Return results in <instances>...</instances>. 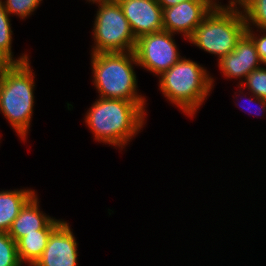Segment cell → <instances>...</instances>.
Segmentation results:
<instances>
[{"label": "cell", "instance_id": "cell-22", "mask_svg": "<svg viewBox=\"0 0 266 266\" xmlns=\"http://www.w3.org/2000/svg\"><path fill=\"white\" fill-rule=\"evenodd\" d=\"M184 1H187V0H157V2L162 7V9L174 6Z\"/></svg>", "mask_w": 266, "mask_h": 266}, {"label": "cell", "instance_id": "cell-24", "mask_svg": "<svg viewBox=\"0 0 266 266\" xmlns=\"http://www.w3.org/2000/svg\"><path fill=\"white\" fill-rule=\"evenodd\" d=\"M89 3L90 2H95V1H104V0H87Z\"/></svg>", "mask_w": 266, "mask_h": 266}, {"label": "cell", "instance_id": "cell-8", "mask_svg": "<svg viewBox=\"0 0 266 266\" xmlns=\"http://www.w3.org/2000/svg\"><path fill=\"white\" fill-rule=\"evenodd\" d=\"M216 4L212 0H187L163 9V28L189 39Z\"/></svg>", "mask_w": 266, "mask_h": 266}, {"label": "cell", "instance_id": "cell-14", "mask_svg": "<svg viewBox=\"0 0 266 266\" xmlns=\"http://www.w3.org/2000/svg\"><path fill=\"white\" fill-rule=\"evenodd\" d=\"M35 194L33 189L0 191V232H8L22 207Z\"/></svg>", "mask_w": 266, "mask_h": 266}, {"label": "cell", "instance_id": "cell-16", "mask_svg": "<svg viewBox=\"0 0 266 266\" xmlns=\"http://www.w3.org/2000/svg\"><path fill=\"white\" fill-rule=\"evenodd\" d=\"M239 6L244 15L246 28L266 30V0H243Z\"/></svg>", "mask_w": 266, "mask_h": 266}, {"label": "cell", "instance_id": "cell-15", "mask_svg": "<svg viewBox=\"0 0 266 266\" xmlns=\"http://www.w3.org/2000/svg\"><path fill=\"white\" fill-rule=\"evenodd\" d=\"M11 25L10 15L0 0V64L23 63L29 60V56L26 53L20 55L18 58H14L12 52L13 31Z\"/></svg>", "mask_w": 266, "mask_h": 266}, {"label": "cell", "instance_id": "cell-13", "mask_svg": "<svg viewBox=\"0 0 266 266\" xmlns=\"http://www.w3.org/2000/svg\"><path fill=\"white\" fill-rule=\"evenodd\" d=\"M60 219L54 218L44 229L37 230L36 233L26 234L20 238L17 244L19 261L24 265L34 266L41 258L50 234L62 223Z\"/></svg>", "mask_w": 266, "mask_h": 266}, {"label": "cell", "instance_id": "cell-10", "mask_svg": "<svg viewBox=\"0 0 266 266\" xmlns=\"http://www.w3.org/2000/svg\"><path fill=\"white\" fill-rule=\"evenodd\" d=\"M78 243L67 221L50 234L41 258L34 266H78Z\"/></svg>", "mask_w": 266, "mask_h": 266}, {"label": "cell", "instance_id": "cell-11", "mask_svg": "<svg viewBox=\"0 0 266 266\" xmlns=\"http://www.w3.org/2000/svg\"><path fill=\"white\" fill-rule=\"evenodd\" d=\"M261 64L255 44L246 33L237 41L234 51L218 61L219 69L224 77L241 79L238 85L248 74L260 68Z\"/></svg>", "mask_w": 266, "mask_h": 266}, {"label": "cell", "instance_id": "cell-6", "mask_svg": "<svg viewBox=\"0 0 266 266\" xmlns=\"http://www.w3.org/2000/svg\"><path fill=\"white\" fill-rule=\"evenodd\" d=\"M98 4L93 25L91 53L134 51L136 38L116 0L95 1Z\"/></svg>", "mask_w": 266, "mask_h": 266}, {"label": "cell", "instance_id": "cell-20", "mask_svg": "<svg viewBox=\"0 0 266 266\" xmlns=\"http://www.w3.org/2000/svg\"><path fill=\"white\" fill-rule=\"evenodd\" d=\"M254 30H255L254 28H246L245 33L253 40L260 61L264 66H266V33H265L266 30H258V29H256L257 31ZM258 31L263 34H257Z\"/></svg>", "mask_w": 266, "mask_h": 266}, {"label": "cell", "instance_id": "cell-2", "mask_svg": "<svg viewBox=\"0 0 266 266\" xmlns=\"http://www.w3.org/2000/svg\"><path fill=\"white\" fill-rule=\"evenodd\" d=\"M29 62L0 64V112L23 141L30 130L35 100V74Z\"/></svg>", "mask_w": 266, "mask_h": 266}, {"label": "cell", "instance_id": "cell-17", "mask_svg": "<svg viewBox=\"0 0 266 266\" xmlns=\"http://www.w3.org/2000/svg\"><path fill=\"white\" fill-rule=\"evenodd\" d=\"M238 87L242 90L238 91L241 94H244L243 91L247 88L249 95L251 93L266 100V68L260 67L252 71Z\"/></svg>", "mask_w": 266, "mask_h": 266}, {"label": "cell", "instance_id": "cell-18", "mask_svg": "<svg viewBox=\"0 0 266 266\" xmlns=\"http://www.w3.org/2000/svg\"><path fill=\"white\" fill-rule=\"evenodd\" d=\"M0 266H23L19 261L17 244L7 232H0Z\"/></svg>", "mask_w": 266, "mask_h": 266}, {"label": "cell", "instance_id": "cell-23", "mask_svg": "<svg viewBox=\"0 0 266 266\" xmlns=\"http://www.w3.org/2000/svg\"><path fill=\"white\" fill-rule=\"evenodd\" d=\"M216 5H221V2L219 0H212ZM217 1V2H216ZM243 0H229L228 5H239Z\"/></svg>", "mask_w": 266, "mask_h": 266}, {"label": "cell", "instance_id": "cell-21", "mask_svg": "<svg viewBox=\"0 0 266 266\" xmlns=\"http://www.w3.org/2000/svg\"><path fill=\"white\" fill-rule=\"evenodd\" d=\"M250 97H253V98L252 99H248V104H250V103H254V105L258 104L259 107L256 106L258 108V110L256 109V111H258V113H256L257 115L256 114L255 115L256 116H261L260 114H262V112H264V113L266 112V100L258 98V97H256L255 95H252V94L250 95ZM239 104H236V105H239ZM239 107H241L243 110L246 108L245 112H247V111L249 113H253L254 112V111L250 110L248 106L247 107L246 106L245 107L244 106H239Z\"/></svg>", "mask_w": 266, "mask_h": 266}, {"label": "cell", "instance_id": "cell-9", "mask_svg": "<svg viewBox=\"0 0 266 266\" xmlns=\"http://www.w3.org/2000/svg\"><path fill=\"white\" fill-rule=\"evenodd\" d=\"M130 28L138 37L164 30L163 9L157 0H116Z\"/></svg>", "mask_w": 266, "mask_h": 266}, {"label": "cell", "instance_id": "cell-4", "mask_svg": "<svg viewBox=\"0 0 266 266\" xmlns=\"http://www.w3.org/2000/svg\"><path fill=\"white\" fill-rule=\"evenodd\" d=\"M158 77L160 92L188 117L195 116L215 84L205 67L186 57Z\"/></svg>", "mask_w": 266, "mask_h": 266}, {"label": "cell", "instance_id": "cell-7", "mask_svg": "<svg viewBox=\"0 0 266 266\" xmlns=\"http://www.w3.org/2000/svg\"><path fill=\"white\" fill-rule=\"evenodd\" d=\"M174 35L162 30L138 37L134 49L138 67H143L158 77L178 62L182 56Z\"/></svg>", "mask_w": 266, "mask_h": 266}, {"label": "cell", "instance_id": "cell-19", "mask_svg": "<svg viewBox=\"0 0 266 266\" xmlns=\"http://www.w3.org/2000/svg\"><path fill=\"white\" fill-rule=\"evenodd\" d=\"M5 10L11 16L16 15L24 20L33 14L42 0H1Z\"/></svg>", "mask_w": 266, "mask_h": 266}, {"label": "cell", "instance_id": "cell-12", "mask_svg": "<svg viewBox=\"0 0 266 266\" xmlns=\"http://www.w3.org/2000/svg\"><path fill=\"white\" fill-rule=\"evenodd\" d=\"M40 208L39 199L35 193L22 207L7 232L15 242L26 234L36 233L37 230L44 229L54 219L40 211Z\"/></svg>", "mask_w": 266, "mask_h": 266}, {"label": "cell", "instance_id": "cell-5", "mask_svg": "<svg viewBox=\"0 0 266 266\" xmlns=\"http://www.w3.org/2000/svg\"><path fill=\"white\" fill-rule=\"evenodd\" d=\"M246 32V23L239 5H215L188 39L190 43L218 61L234 51L237 41Z\"/></svg>", "mask_w": 266, "mask_h": 266}, {"label": "cell", "instance_id": "cell-1", "mask_svg": "<svg viewBox=\"0 0 266 266\" xmlns=\"http://www.w3.org/2000/svg\"><path fill=\"white\" fill-rule=\"evenodd\" d=\"M146 114L133 101L99 97L87 110L84 120L96 141L123 150L144 127Z\"/></svg>", "mask_w": 266, "mask_h": 266}, {"label": "cell", "instance_id": "cell-3", "mask_svg": "<svg viewBox=\"0 0 266 266\" xmlns=\"http://www.w3.org/2000/svg\"><path fill=\"white\" fill-rule=\"evenodd\" d=\"M134 66H138L134 51L91 53L92 82L98 96L133 101L147 111V100L137 91Z\"/></svg>", "mask_w": 266, "mask_h": 266}]
</instances>
